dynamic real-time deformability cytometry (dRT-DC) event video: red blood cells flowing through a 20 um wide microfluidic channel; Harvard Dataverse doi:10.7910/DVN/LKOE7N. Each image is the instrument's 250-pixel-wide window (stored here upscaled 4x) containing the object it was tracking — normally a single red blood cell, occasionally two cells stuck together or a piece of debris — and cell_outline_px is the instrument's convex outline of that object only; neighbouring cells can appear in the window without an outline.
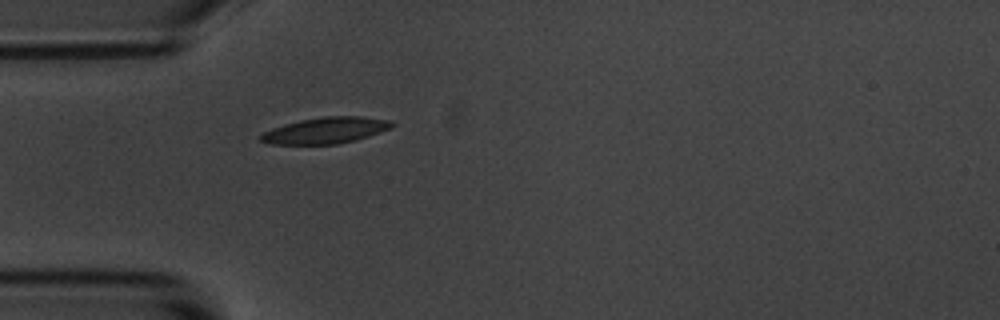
{"species": "common noctule bat (a hibernating species)", "species_latin": "Nyctalus noctula", "temperature_condition": "room temperature", "stored_images_in_passage": 40, "camera_frame_rate_fps": 3000, "um_per_image_px": 0.085, "animal": {"sex": "male", "body_mass_g": 20.1, "forearm_length_mm": 53.5}, "frame": {"image": 1, "passage_image": 1, "time_ms": 0.0, "image_size_px": [1000, 320], "cell_outline_px": [[396, 124], [392, 128], [368, 136], [336, 144], [272, 144], [260, 140], [260, 136], [264, 132], [272, 128], [284, 124], [300, 120], [324, 116], [360, 116], [392, 120]], "centroid_in_image_um": [27.72, 11.07], "position_along_channel_um": 57.3, "area_um2": 19.94}}
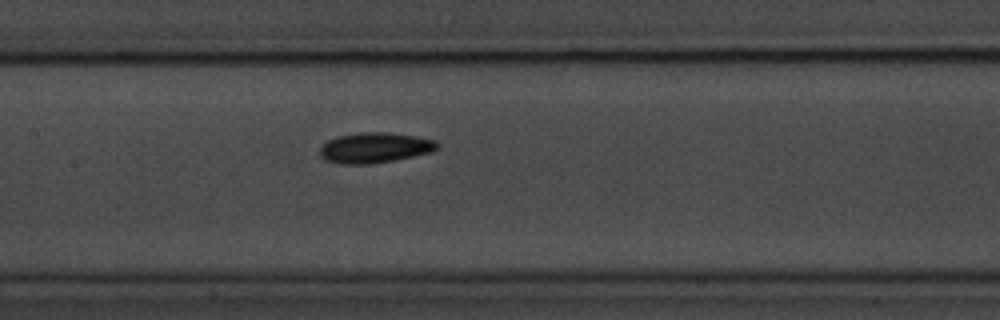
{"frame": {"image": 2, "passage_image": 11, "time_ms": 3.333, "image_size_px": [1000, 320], "cell_outline_px": [[440, 148], [432, 152], [396, 160], [368, 164], [340, 164], [324, 160], [320, 156], [320, 148], [328, 140], [336, 136], [364, 132], [388, 132], [416, 136], [436, 140], [440, 144]], "centroid_in_image_um": [31.89, 12.56], "position_along_channel_um": 175.5, "area_um2": 21.04}}
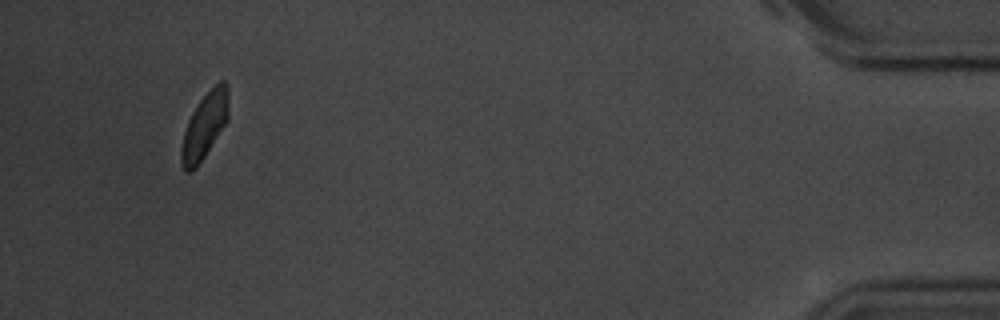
{"frame": {"image": 3, "passage_image": 37, "time_ms": 12.0, "image_size_px": [1000, 320], "cell_outline_px": [[228, 120], [196, 168], [192, 172], [184, 172], [180, 164], [180, 148], [184, 132], [188, 120], [192, 112], [200, 100], [220, 80], [224, 80], [228, 84]], "centroid_in_image_um": [17.37, 10.72], "position_along_channel_um": 417.8, "area_um2": 18.15}, "authors_computed_cell_mechanics": {"area_um2": 19.2763, "velocity_mm_per_s": 3.6356, "shape_relaxation_time_tau1_ms": 2.3805, "shape_relaxation_time_tau2_ms": 4.0142, "deformation_change_tau1": 0.1107, "deformation_change_tau2": 0.0825}}